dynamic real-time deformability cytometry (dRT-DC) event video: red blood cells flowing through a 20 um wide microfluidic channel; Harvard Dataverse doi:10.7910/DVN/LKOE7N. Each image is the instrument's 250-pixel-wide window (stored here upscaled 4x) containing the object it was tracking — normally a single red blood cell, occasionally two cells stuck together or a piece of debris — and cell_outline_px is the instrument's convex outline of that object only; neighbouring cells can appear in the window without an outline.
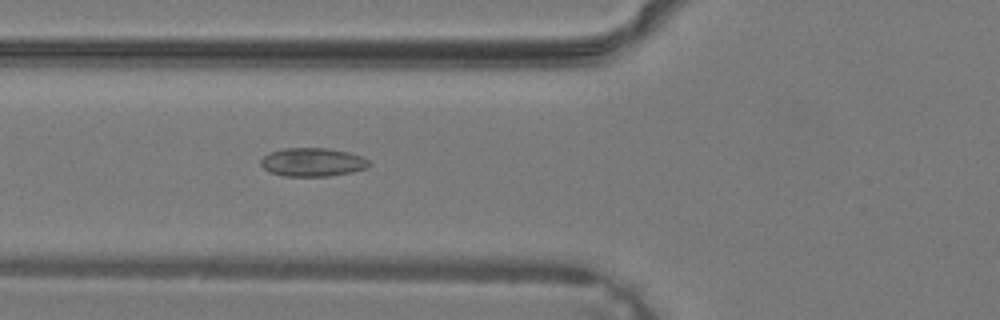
{"species": "common noctule bat (a hibernating species)", "species_latin": "Nyctalus noctula", "temperature_condition": "warm", "stored_images_in_passage": 29, "camera_frame_rate_fps": 3000, "um_per_image_px": 0.085, "animal": {"sex": "male", "body_mass_g": 19.2, "forearm_length_mm": 51.8}, "frame": {"image": 1, "passage_image": 5, "time_ms": 1.333, "image_size_px": [1000, 320], "cell_outline_px": [[372, 164], [368, 168], [352, 172], [328, 176], [284, 176], [268, 172], [260, 164], [260, 160], [268, 152], [284, 148], [328, 148], [348, 152], [364, 156]], "centroid_in_image_um": [26.58, 13.78], "position_along_channel_um": 99.2, "area_um2": 18.26}}
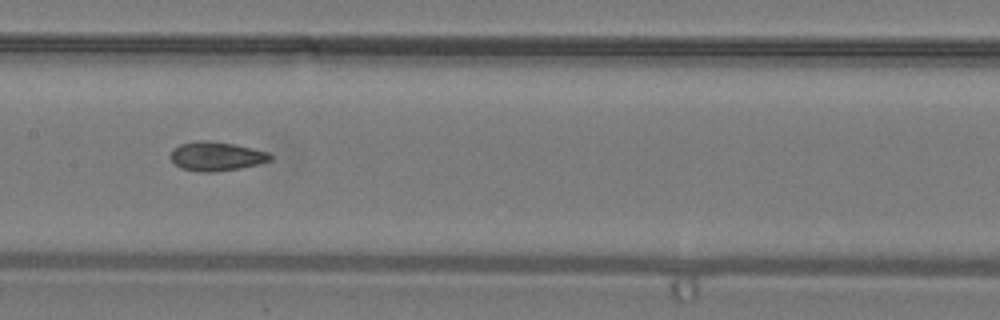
{"frame": {"image": 2, "passage_image": 10, "time_ms": 3.0, "image_size_px": [1000, 320], "cell_outline_px": [[272, 160], [240, 168], [216, 172], [200, 172], [180, 168], [172, 160], [172, 148], [180, 144], [196, 140], [208, 140], [232, 144], [252, 148], [268, 152], [272, 156]], "centroid_in_image_um": [18.38, 13.28], "position_along_channel_um": 189.0, "area_um2": 16.82}}
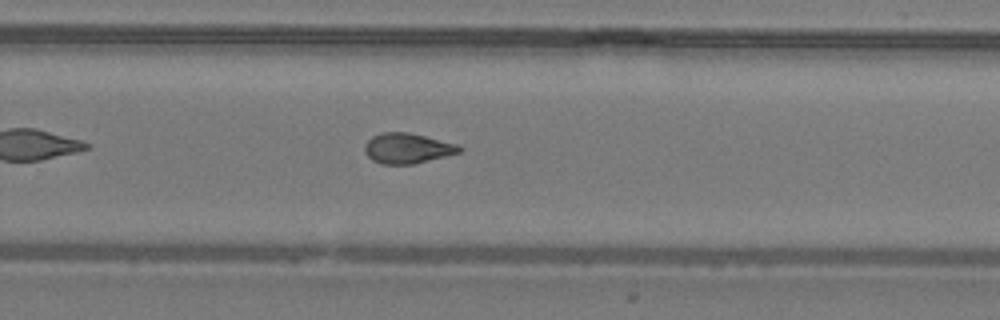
{"frame": {"image": 3, "passage_image": 16, "time_ms": 5.0, "image_size_px": [1000, 320], "cell_outline_px": [[464, 148], [460, 152], [448, 156], [412, 164], [380, 164], [372, 160], [364, 152], [364, 144], [372, 136], [380, 132], [408, 132], [460, 144]], "centroid_in_image_um": [34.64, 12.6], "position_along_channel_um": 295.2, "area_um2": 16.99}}